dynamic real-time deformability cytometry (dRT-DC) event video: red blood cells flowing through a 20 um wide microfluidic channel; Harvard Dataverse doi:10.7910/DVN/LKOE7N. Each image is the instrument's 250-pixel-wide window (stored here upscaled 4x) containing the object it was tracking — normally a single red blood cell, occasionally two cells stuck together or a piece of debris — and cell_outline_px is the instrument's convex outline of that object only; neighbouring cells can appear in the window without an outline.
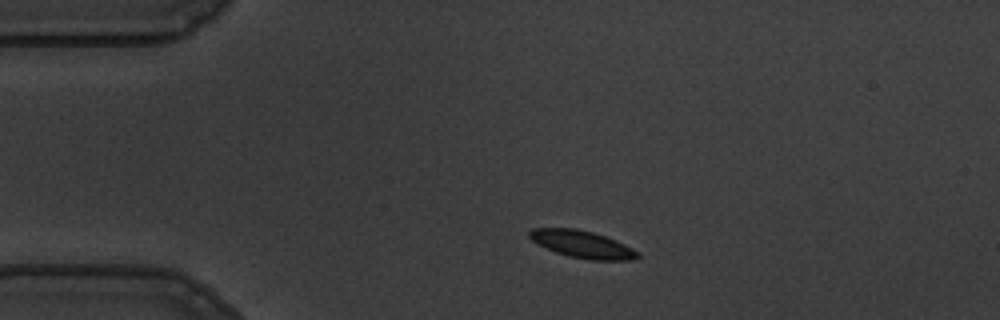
{"species": "common noctule bat (a hibernating species)", "species_latin": "Nyctalus noctula", "temperature_condition": "warm", "stored_images_in_passage": 46, "camera_frame_rate_fps": 3000, "um_per_image_px": 0.085, "animal": {"sex": "male", "body_mass_g": 19.5, "forearm_length_mm": 54.6}, "frame": {"image": 1, "passage_image": 1, "time_ms": 0.0, "image_size_px": [1000, 320], "cell_outline_px": [[640, 256], [632, 260], [588, 260], [568, 256], [556, 252], [532, 240], [528, 236], [528, 232], [532, 228], [576, 228], [592, 232], [616, 240], [640, 252]], "centroid_in_image_um": [49.51, 20.76], "position_along_channel_um": 35.5, "area_um2": 17.11}}
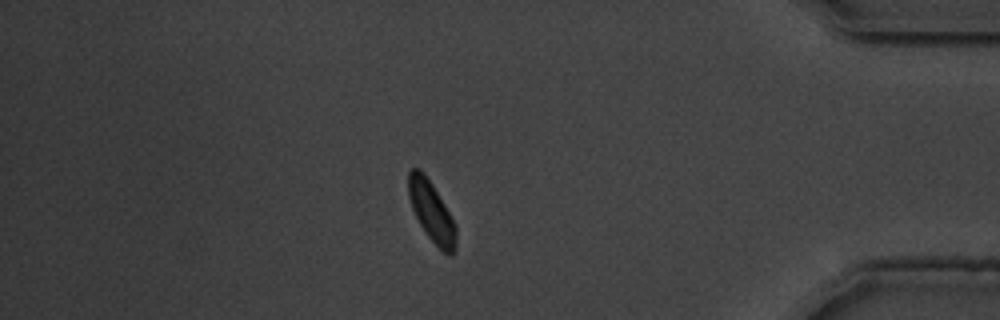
{"frame": {"image": 2, "passage_image": 38, "time_ms": 12.333, "image_size_px": [1000, 320], "cell_outline_px": [[456, 248], [452, 256], [448, 256], [428, 236], [420, 224], [412, 208], [408, 196], [408, 172], [412, 168], [420, 168], [424, 172], [432, 184], [456, 224]], "centroid_in_image_um": [36.68, 17.98], "position_along_channel_um": 398.5, "area_um2": 16.65}}
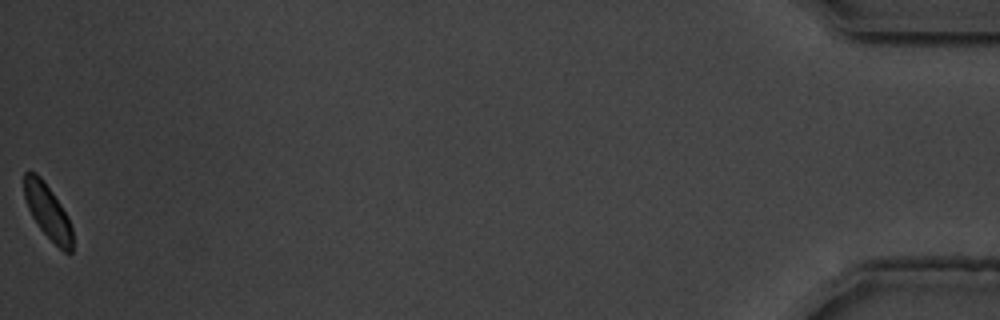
{"frame": {"image": 3, "passage_image": 46, "time_ms": 15.0, "image_size_px": [1000, 320], "cell_outline_px": [[72, 252], [64, 252], [40, 228], [32, 216], [28, 208], [24, 196], [24, 172], [36, 172], [40, 176], [52, 192], [68, 216], [72, 228]], "centroid_in_image_um": [4.05, 17.96], "position_along_channel_um": 431.1, "area_um2": 15.09}, "authors_computed_cell_mechanics": {"area_um2": 16.7042, "velocity_mm_per_s": 3.5416, "shape_relaxation_time_tau1_ms": 2.7537, "shape_relaxation_time_tau2_ms": null, "deformation_change_tau1": 0.1049, "deformation_change_tau2": null}}